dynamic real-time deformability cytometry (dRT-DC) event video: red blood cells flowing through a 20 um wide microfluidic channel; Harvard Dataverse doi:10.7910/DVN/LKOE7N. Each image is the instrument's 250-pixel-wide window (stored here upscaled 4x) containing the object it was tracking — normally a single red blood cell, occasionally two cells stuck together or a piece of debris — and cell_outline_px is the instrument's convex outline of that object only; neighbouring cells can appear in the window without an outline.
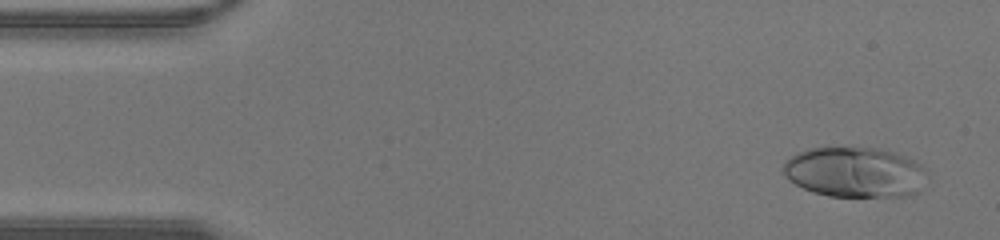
{"species": "human", "species_latin": "Homo sapiens", "temperature_condition": "warm", "stored_images_in_passage": 41, "camera_frame_rate_fps": 3000, "um_per_image_px": 0.085, "donor": {"sex": "male"}, "frame": {"image": 1, "passage_image": 2, "time_ms": 0.333, "image_size_px": [1000, 240], "cell_outline_px": [[928, 172], [920, 192], [908, 196], [828, 196], [812, 192], [788, 180], [784, 172], [784, 160], [796, 152], [808, 148], [880, 148], [896, 152], [916, 160], [928, 168]], "centroid_in_image_um": [72.72, 14.63], "position_along_channel_um": 12.3, "area_um2": 42.77}}
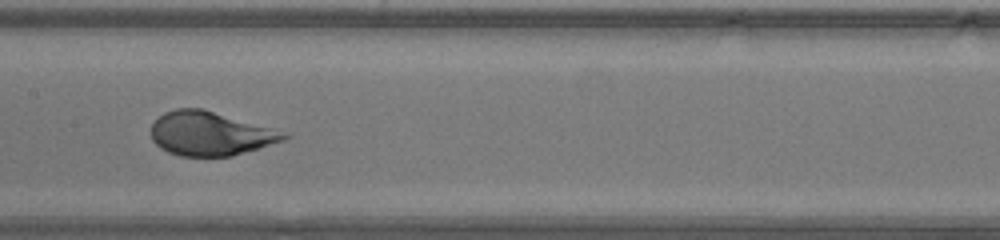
{"frame": {"image": 2, "passage_image": 20, "time_ms": 6.333, "image_size_px": [1000, 240], "cell_outline_px": [[292, 136], [232, 156], [180, 156], [168, 152], [160, 148], [152, 140], [152, 124], [164, 112], [176, 108], [204, 108], [272, 128]], "centroid_in_image_um": [17.81, 11.34], "position_along_channel_um": 189.6, "area_um2": 33.58}}
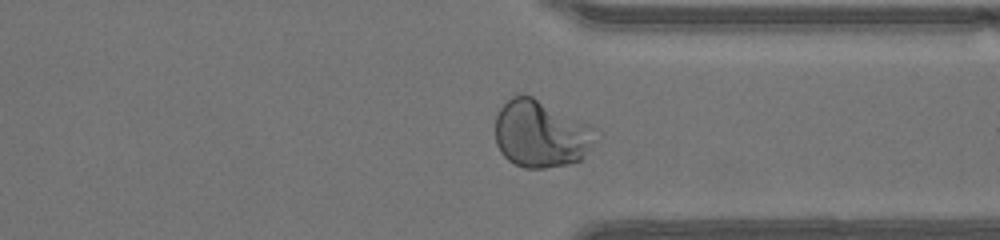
{"frame": {"image": 3, "passage_image": 31, "time_ms": 10.0, "image_size_px": [1000, 240], "cell_outline_px": [[592, 128], [580, 160], [568, 164], [544, 168], [524, 168], [508, 160], [500, 152], [496, 144], [496, 116], [500, 108], [512, 96], [532, 96], [592, 124]], "centroid_in_image_um": [45.86, 11.36], "position_along_channel_um": 365.5, "area_um2": 38.21}}